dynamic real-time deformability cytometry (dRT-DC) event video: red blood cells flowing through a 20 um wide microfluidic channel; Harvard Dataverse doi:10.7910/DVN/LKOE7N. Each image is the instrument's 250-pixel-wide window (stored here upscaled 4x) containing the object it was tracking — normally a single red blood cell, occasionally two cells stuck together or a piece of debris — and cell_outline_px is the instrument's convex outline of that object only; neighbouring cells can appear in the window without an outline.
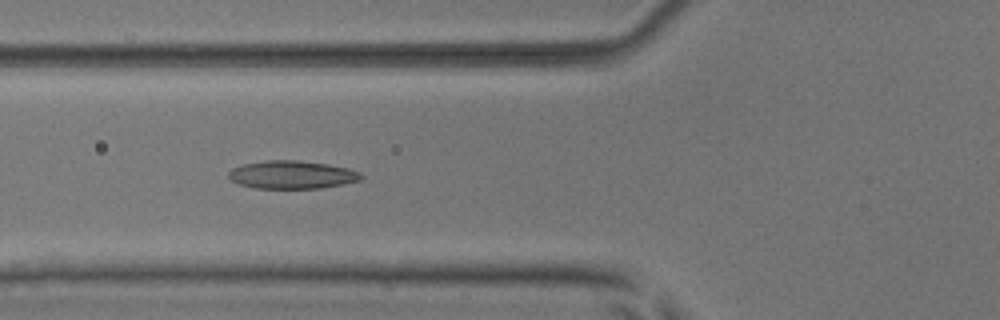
{"species": "common noctule bat (a hibernating species)", "species_latin": "Nyctalus noctula", "temperature_condition": "room temperature", "stored_images_in_passage": 6, "camera_frame_rate_fps": 3000, "um_per_image_px": 0.085, "animal": {"sex": "male", "body_mass_g": 17.9, "forearm_length_mm": 54.2}, "frame": {"image": 1, "passage_image": 4, "time_ms": 3.333, "image_size_px": [1000, 320], "cell_outline_px": [[364, 176], [360, 180], [320, 188], [256, 188], [236, 184], [228, 176], [228, 172], [232, 168], [244, 164], [264, 160], [296, 160], [328, 164], [348, 168], [360, 172]], "centroid_in_image_um": [24.79, 14.84], "position_along_channel_um": 101.0, "area_um2": 21.62}}
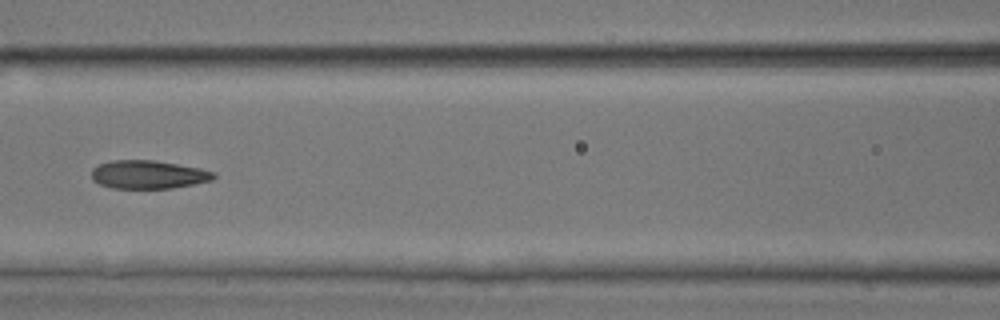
{"frame": {"image": 2, "passage_image": 5, "time_ms": 4.667, "image_size_px": [1000, 320], "cell_outline_px": [[216, 176], [212, 180], [172, 188], [112, 188], [100, 184], [92, 180], [92, 168], [100, 164], [112, 160], [152, 160], [200, 168], [216, 172]], "centroid_in_image_um": [12.6, 14.83], "position_along_channel_um": 154.0, "area_um2": 20.06}}
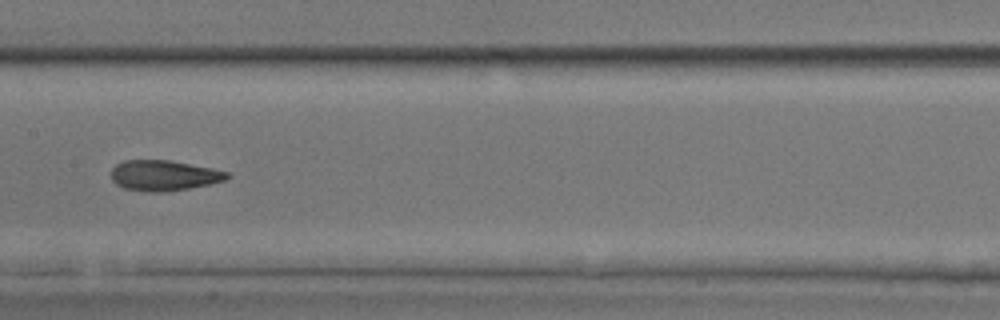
{"frame": {"image": 3, "passage_image": 6, "time_ms": 5.667, "image_size_px": [1000, 320], "cell_outline_px": [[232, 176], [224, 180], [212, 184], [164, 192], [148, 192], [124, 188], [116, 184], [112, 180], [112, 168], [116, 164], [124, 160], [168, 160], [212, 168], [228, 172]], "centroid_in_image_um": [13.94, 14.92], "position_along_channel_um": 193.5, "area_um2": 20.58}}